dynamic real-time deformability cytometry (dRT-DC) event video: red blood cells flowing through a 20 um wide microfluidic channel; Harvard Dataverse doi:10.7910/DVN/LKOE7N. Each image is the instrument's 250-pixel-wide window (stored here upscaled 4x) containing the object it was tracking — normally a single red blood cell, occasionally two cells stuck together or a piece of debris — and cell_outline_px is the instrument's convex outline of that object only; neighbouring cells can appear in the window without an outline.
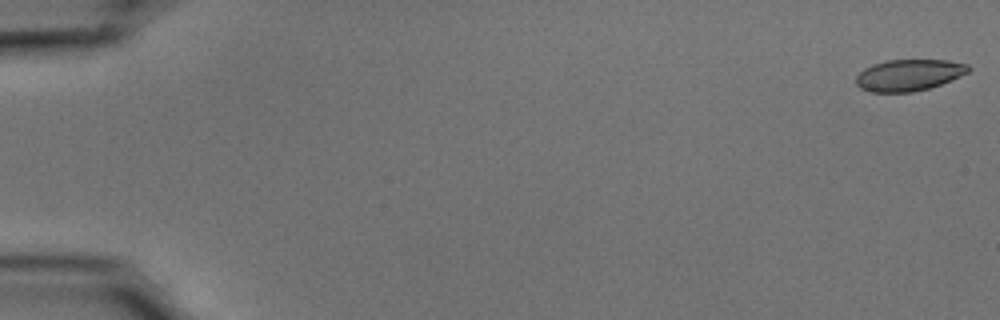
{"species": "common noctule bat (a hibernating species)", "species_latin": "Nyctalus noctula", "temperature_condition": "cold", "stored_images_in_passage": 55, "camera_frame_rate_fps": 3000, "um_per_image_px": 0.085, "animal": {"sex": "male", "body_mass_g": 15.6}, "frame": {"image": 1, "passage_image": 1, "time_ms": 0.0, "image_size_px": [1000, 320], "cell_outline_px": [[972, 68], [968, 72], [952, 80], [928, 88], [912, 92], [868, 92], [860, 88], [856, 84], [856, 76], [864, 68], [872, 64], [884, 60], [948, 60], [968, 64]], "centroid_in_image_um": [77.24, 6.37], "position_along_channel_um": 7.8, "area_um2": 20.75}}
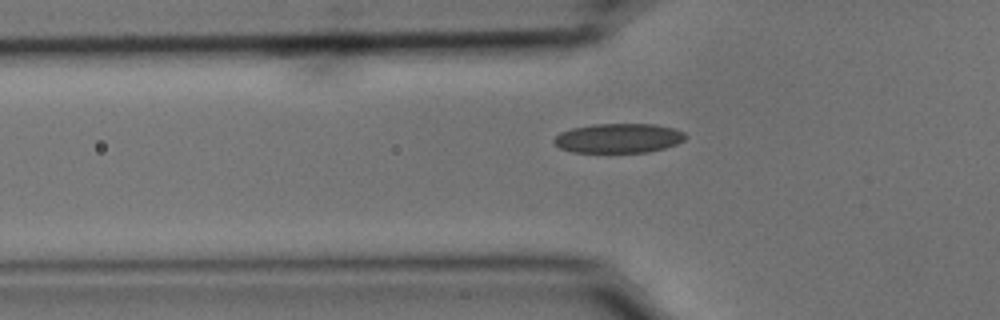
{"frame": {"image": 2, "passage_image": 19, "time_ms": 6.0, "image_size_px": [1000, 320], "cell_outline_px": [[688, 136], [684, 140], [676, 144], [664, 148], [648, 152], [572, 152], [560, 148], [552, 140], [560, 132], [572, 128], [592, 124], [656, 124], [676, 128], [684, 132]], "centroid_in_image_um": [52.6, 11.74], "position_along_channel_um": 73.2, "area_um2": 22.72}}
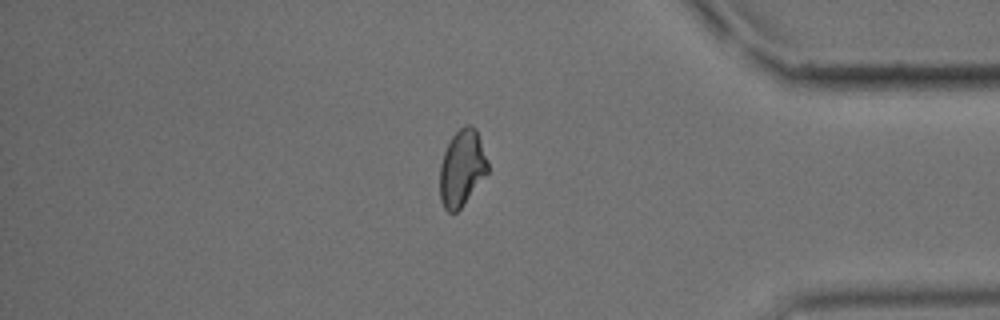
{"frame": {"image": 3, "passage_image": 47, "time_ms": 15.333, "image_size_px": [1000, 320], "cell_outline_px": [[488, 172], [460, 208], [456, 212], [448, 212], [444, 208], [440, 200], [440, 164], [444, 152], [452, 136], [464, 124], [472, 124], [476, 128], [488, 160]], "centroid_in_image_um": [39.26, 14.25], "position_along_channel_um": 395.9, "area_um2": 21.27}, "authors_computed_cell_mechanics": {"area_um2": 21.7906, "velocity_mm_per_s": 3.7004, "shape_relaxation_time_tau1_ms": 6.2619, "shape_relaxation_time_tau2_ms": 3.2895, "deformation_change_tau1": 0.1379, "deformation_change_tau2": 0.0787}}